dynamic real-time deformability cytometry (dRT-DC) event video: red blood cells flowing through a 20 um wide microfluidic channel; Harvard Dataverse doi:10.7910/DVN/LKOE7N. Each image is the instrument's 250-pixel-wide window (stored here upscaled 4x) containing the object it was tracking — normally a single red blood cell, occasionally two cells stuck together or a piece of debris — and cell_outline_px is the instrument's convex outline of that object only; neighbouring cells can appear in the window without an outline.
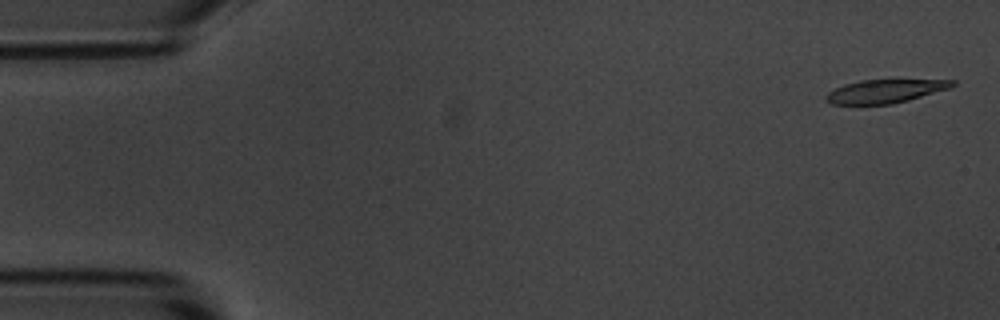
{"species": "common noctule bat (a hibernating species)", "species_latin": "Nyctalus noctula", "temperature_condition": "room temperature", "stored_images_in_passage": 56, "camera_frame_rate_fps": 3000, "um_per_image_px": 0.085, "animal": {"sex": "male", "body_mass_g": 20.1, "forearm_length_mm": 53.5}, "frame": {"image": 1, "passage_image": 2, "time_ms": 0.333, "image_size_px": [1000, 320], "cell_outline_px": [[956, 84], [952, 88], [908, 100], [892, 104], [832, 104], [824, 100], [824, 96], [828, 92], [844, 84], [860, 80], [956, 80]], "centroid_in_image_um": [75.24, 7.75], "position_along_channel_um": 9.8, "area_um2": 17.28}}
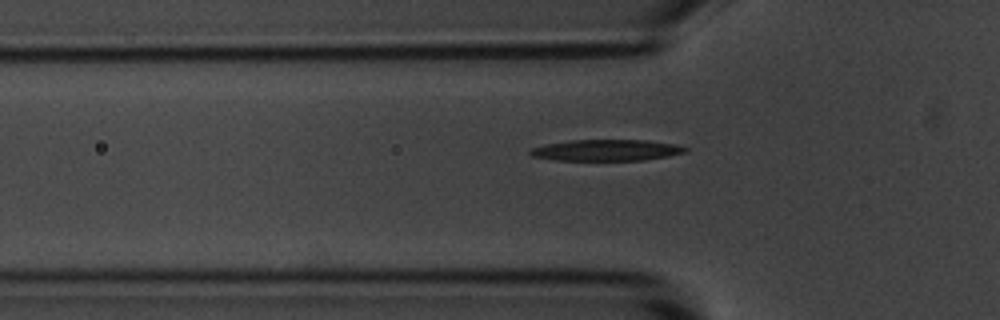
{"frame": {"image": 2, "passage_image": 18, "time_ms": 5.667, "image_size_px": [1000, 320], "cell_outline_px": [[688, 152], [668, 156], [644, 160], [556, 160], [532, 156], [528, 152], [532, 148], [548, 144], [572, 140], [648, 140], [676, 144], [688, 148]], "centroid_in_image_um": [51.61, 12.76], "position_along_channel_um": 74.2, "area_um2": 19.13}}
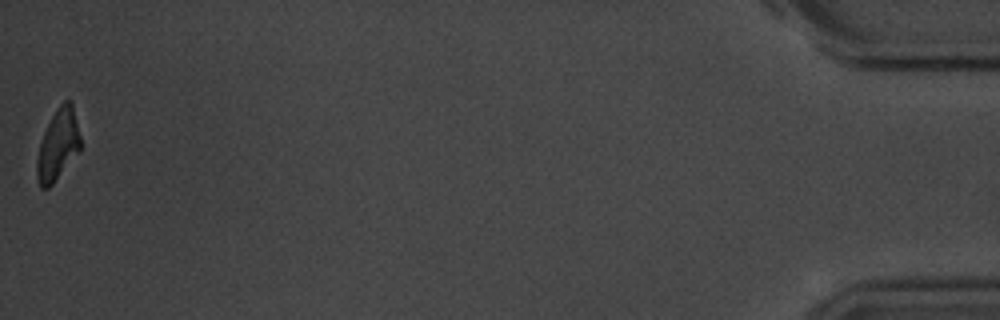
{"frame": {"image": 3, "passage_image": 56, "time_ms": 18.333, "image_size_px": [1000, 320], "cell_outline_px": [[80, 152], [52, 184], [48, 188], [40, 188], [36, 176], [36, 160], [40, 144], [44, 132], [56, 108], [64, 100], [72, 100], [80, 136]], "centroid_in_image_um": [4.93, 12.31], "position_along_channel_um": 430.3, "area_um2": 18.09}, "authors_computed_cell_mechanics": {"area_um2": 19.4497, "velocity_mm_per_s": 3.569, "shape_relaxation_time_tau1_ms": 3.8007, "shape_relaxation_time_tau2_ms": null, "deformation_change_tau1": 0.1763, "deformation_change_tau2": null}}